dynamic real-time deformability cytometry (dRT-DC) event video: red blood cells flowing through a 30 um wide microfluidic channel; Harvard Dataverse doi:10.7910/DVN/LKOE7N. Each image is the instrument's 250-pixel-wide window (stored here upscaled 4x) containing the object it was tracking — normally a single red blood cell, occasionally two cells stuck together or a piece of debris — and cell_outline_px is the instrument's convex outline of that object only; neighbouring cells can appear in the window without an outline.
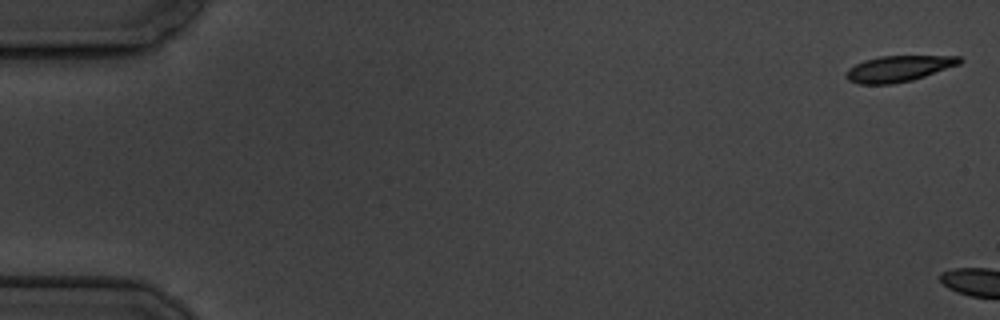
{"species": "common noctule bat (a hibernating species)", "species_latin": "Nyctalus noctula", "temperature_condition": "cold", "stored_images_in_passage": 2, "camera_frame_rate_fps": 3000, "um_per_image_px": 0.085, "animal": {"sex": "male", "body_mass_g": 19.5, "forearm_length_mm": 54.6}, "frame": {"image": 1, "passage_image": 1, "time_ms": 0.0, "image_size_px": [1000, 320], "cell_outline_px": [[964, 60], [960, 64], [912, 80], [892, 84], [860, 84], [848, 80], [844, 76], [848, 68], [864, 60], [880, 56], [960, 56]], "centroid_in_image_um": [76.36, 5.83], "position_along_channel_um": 8.6, "area_um2": 17.17}}